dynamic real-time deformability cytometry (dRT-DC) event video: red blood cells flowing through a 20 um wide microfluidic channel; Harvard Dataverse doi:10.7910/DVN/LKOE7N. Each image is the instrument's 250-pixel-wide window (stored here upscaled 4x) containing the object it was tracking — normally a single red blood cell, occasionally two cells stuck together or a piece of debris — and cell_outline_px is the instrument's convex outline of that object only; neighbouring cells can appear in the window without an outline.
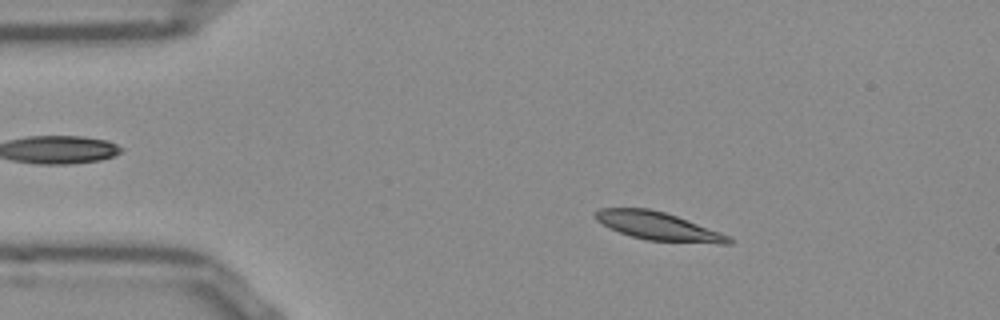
{"species": "Egyptian fruit bat (a non-hibernating species)", "species_latin": "Rousettus aegyptiacus", "temperature_condition": "room temperature", "stored_images_in_passage": 30, "camera_frame_rate_fps": 3000, "um_per_image_px": 0.085, "frame": {"image": 1, "passage_image": 8, "time_ms": 2.333, "image_size_px": [1000, 320], "cell_outline_px": [[732, 244], [716, 244], [648, 240], [632, 236], [620, 232], [596, 220], [596, 212], [600, 208], [648, 208], [664, 212], [676, 216], [720, 232], [728, 236], [732, 240]], "centroid_in_image_um": [55.99, 19.23], "position_along_channel_um": 29.0, "area_um2": 21.44}}
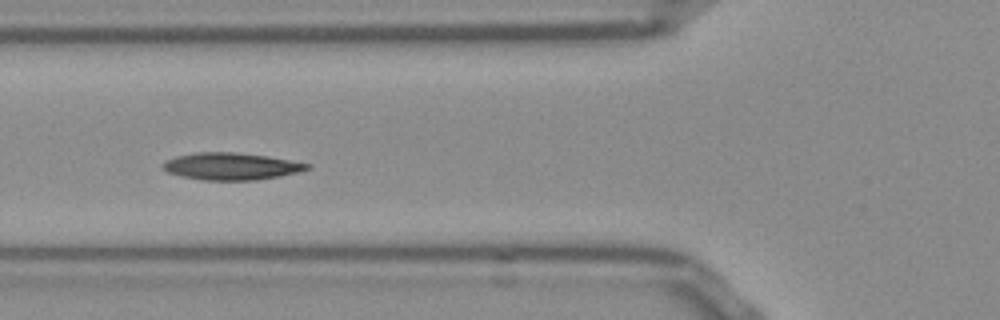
{"frame": {"image": 2, "passage_image": 18, "time_ms": 5.667, "image_size_px": [1000, 320], "cell_outline_px": [[312, 168], [280, 176], [256, 180], [204, 180], [184, 176], [168, 172], [160, 164], [176, 156], [196, 152], [232, 152], [268, 156], [312, 164]], "centroid_in_image_um": [19.68, 14.13], "position_along_channel_um": 106.1, "area_um2": 22.6}}
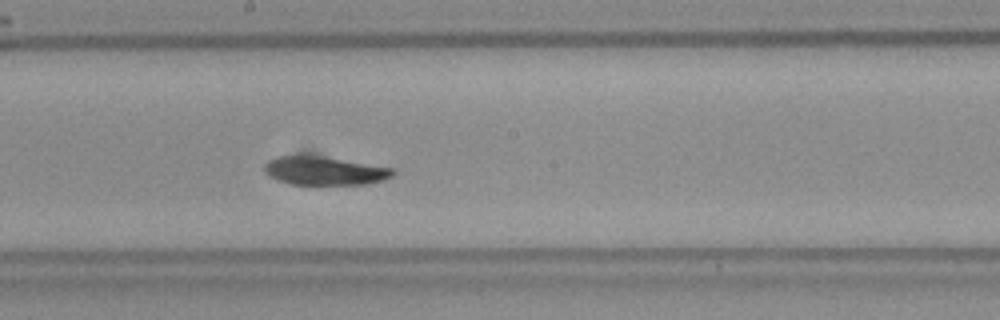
{"frame": {"image": 3, "passage_image": 27, "time_ms": 8.667, "image_size_px": [1000, 320], "cell_outline_px": [[396, 172], [392, 176], [384, 180], [368, 184], [288, 184], [276, 180], [268, 176], [264, 172], [264, 164], [268, 160], [276, 156], [324, 156], [396, 168]], "centroid_in_image_um": [27.6, 14.52], "position_along_channel_um": 220.6, "area_um2": 21.62}}